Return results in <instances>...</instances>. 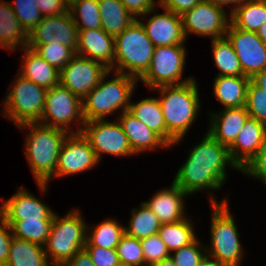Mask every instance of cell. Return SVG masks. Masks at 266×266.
<instances>
[{
    "label": "cell",
    "instance_id": "5bb4252c",
    "mask_svg": "<svg viewBox=\"0 0 266 266\" xmlns=\"http://www.w3.org/2000/svg\"><path fill=\"white\" fill-rule=\"evenodd\" d=\"M78 37L79 30L68 10L61 15L43 16L28 35L27 45H43L54 41L70 47L76 53Z\"/></svg>",
    "mask_w": 266,
    "mask_h": 266
},
{
    "label": "cell",
    "instance_id": "e575fe53",
    "mask_svg": "<svg viewBox=\"0 0 266 266\" xmlns=\"http://www.w3.org/2000/svg\"><path fill=\"white\" fill-rule=\"evenodd\" d=\"M68 10L79 31L101 28V14L98 0H78L73 3ZM73 13L75 14V17L73 16ZM77 13L80 15L83 24H81L79 19L76 18Z\"/></svg>",
    "mask_w": 266,
    "mask_h": 266
},
{
    "label": "cell",
    "instance_id": "11a10c76",
    "mask_svg": "<svg viewBox=\"0 0 266 266\" xmlns=\"http://www.w3.org/2000/svg\"><path fill=\"white\" fill-rule=\"evenodd\" d=\"M200 266H221L220 264L216 263L215 261H211L209 260V258H207Z\"/></svg>",
    "mask_w": 266,
    "mask_h": 266
},
{
    "label": "cell",
    "instance_id": "4316f807",
    "mask_svg": "<svg viewBox=\"0 0 266 266\" xmlns=\"http://www.w3.org/2000/svg\"><path fill=\"white\" fill-rule=\"evenodd\" d=\"M230 14V23L235 28L257 32L266 21V0H246Z\"/></svg>",
    "mask_w": 266,
    "mask_h": 266
},
{
    "label": "cell",
    "instance_id": "52a82bcc",
    "mask_svg": "<svg viewBox=\"0 0 266 266\" xmlns=\"http://www.w3.org/2000/svg\"><path fill=\"white\" fill-rule=\"evenodd\" d=\"M211 253L221 266H238L242 258L237 228L229 212L227 201L220 205L212 198Z\"/></svg>",
    "mask_w": 266,
    "mask_h": 266
},
{
    "label": "cell",
    "instance_id": "8992f818",
    "mask_svg": "<svg viewBox=\"0 0 266 266\" xmlns=\"http://www.w3.org/2000/svg\"><path fill=\"white\" fill-rule=\"evenodd\" d=\"M86 228L78 211L69 213L62 220L54 214L46 242V258L48 259V252L53 257L54 266H63L78 251L84 249L88 237L85 235Z\"/></svg>",
    "mask_w": 266,
    "mask_h": 266
},
{
    "label": "cell",
    "instance_id": "7c38bea8",
    "mask_svg": "<svg viewBox=\"0 0 266 266\" xmlns=\"http://www.w3.org/2000/svg\"><path fill=\"white\" fill-rule=\"evenodd\" d=\"M48 117H52L51 123L53 124L43 123L42 125L68 132V129L65 127L67 125L69 126V123H72L71 121H73L74 118L82 120L81 124H84L82 100L61 84L53 86L46 91L45 106L41 120L49 119Z\"/></svg>",
    "mask_w": 266,
    "mask_h": 266
},
{
    "label": "cell",
    "instance_id": "83f0119b",
    "mask_svg": "<svg viewBox=\"0 0 266 266\" xmlns=\"http://www.w3.org/2000/svg\"><path fill=\"white\" fill-rule=\"evenodd\" d=\"M28 44V34L16 18L11 4L0 2V45L14 50L18 43Z\"/></svg>",
    "mask_w": 266,
    "mask_h": 266
},
{
    "label": "cell",
    "instance_id": "db71d44e",
    "mask_svg": "<svg viewBox=\"0 0 266 266\" xmlns=\"http://www.w3.org/2000/svg\"><path fill=\"white\" fill-rule=\"evenodd\" d=\"M153 266H176V265L171 256H169L168 258L163 259L162 261L154 264Z\"/></svg>",
    "mask_w": 266,
    "mask_h": 266
},
{
    "label": "cell",
    "instance_id": "7bdbcfd3",
    "mask_svg": "<svg viewBox=\"0 0 266 266\" xmlns=\"http://www.w3.org/2000/svg\"><path fill=\"white\" fill-rule=\"evenodd\" d=\"M84 249L90 255L95 266H121L116 249L92 246L87 240Z\"/></svg>",
    "mask_w": 266,
    "mask_h": 266
},
{
    "label": "cell",
    "instance_id": "cb8c5ba5",
    "mask_svg": "<svg viewBox=\"0 0 266 266\" xmlns=\"http://www.w3.org/2000/svg\"><path fill=\"white\" fill-rule=\"evenodd\" d=\"M25 49L24 70H22V74L20 75L46 89L59 85L60 71L48 64L34 50L28 47H25Z\"/></svg>",
    "mask_w": 266,
    "mask_h": 266
},
{
    "label": "cell",
    "instance_id": "9a60e30c",
    "mask_svg": "<svg viewBox=\"0 0 266 266\" xmlns=\"http://www.w3.org/2000/svg\"><path fill=\"white\" fill-rule=\"evenodd\" d=\"M226 33L246 76L251 78L266 68V43L256 32L235 28L230 23Z\"/></svg>",
    "mask_w": 266,
    "mask_h": 266
},
{
    "label": "cell",
    "instance_id": "d6986e66",
    "mask_svg": "<svg viewBox=\"0 0 266 266\" xmlns=\"http://www.w3.org/2000/svg\"><path fill=\"white\" fill-rule=\"evenodd\" d=\"M85 55L94 61H101L103 65L112 71L115 53V38L108 35L101 28L80 30L76 54ZM98 59V60H95Z\"/></svg>",
    "mask_w": 266,
    "mask_h": 266
},
{
    "label": "cell",
    "instance_id": "d6a6232c",
    "mask_svg": "<svg viewBox=\"0 0 266 266\" xmlns=\"http://www.w3.org/2000/svg\"><path fill=\"white\" fill-rule=\"evenodd\" d=\"M192 230L191 224L185 218L177 222L161 224L158 234L170 252L193 243L196 237Z\"/></svg>",
    "mask_w": 266,
    "mask_h": 266
},
{
    "label": "cell",
    "instance_id": "6da1fadb",
    "mask_svg": "<svg viewBox=\"0 0 266 266\" xmlns=\"http://www.w3.org/2000/svg\"><path fill=\"white\" fill-rule=\"evenodd\" d=\"M227 162L237 168L230 159L228 148L207 133L191 151L173 183L187 194L203 188L218 189L225 179Z\"/></svg>",
    "mask_w": 266,
    "mask_h": 266
},
{
    "label": "cell",
    "instance_id": "277c9868",
    "mask_svg": "<svg viewBox=\"0 0 266 266\" xmlns=\"http://www.w3.org/2000/svg\"><path fill=\"white\" fill-rule=\"evenodd\" d=\"M110 70L101 78L99 84L82 100L84 122L103 120L104 117L118 108L128 110L130 96L137 79L125 73H117V77L103 82ZM86 99L85 102H83Z\"/></svg>",
    "mask_w": 266,
    "mask_h": 266
},
{
    "label": "cell",
    "instance_id": "1f68e13d",
    "mask_svg": "<svg viewBox=\"0 0 266 266\" xmlns=\"http://www.w3.org/2000/svg\"><path fill=\"white\" fill-rule=\"evenodd\" d=\"M212 45L215 64L221 71L218 76H246L228 38L213 39Z\"/></svg>",
    "mask_w": 266,
    "mask_h": 266
},
{
    "label": "cell",
    "instance_id": "ba28073f",
    "mask_svg": "<svg viewBox=\"0 0 266 266\" xmlns=\"http://www.w3.org/2000/svg\"><path fill=\"white\" fill-rule=\"evenodd\" d=\"M15 86L6 98L5 114L18 126L40 123L47 89L19 74Z\"/></svg>",
    "mask_w": 266,
    "mask_h": 266
},
{
    "label": "cell",
    "instance_id": "74e56055",
    "mask_svg": "<svg viewBox=\"0 0 266 266\" xmlns=\"http://www.w3.org/2000/svg\"><path fill=\"white\" fill-rule=\"evenodd\" d=\"M116 250L121 266H145L140 240L125 233Z\"/></svg>",
    "mask_w": 266,
    "mask_h": 266
},
{
    "label": "cell",
    "instance_id": "8d00e7d4",
    "mask_svg": "<svg viewBox=\"0 0 266 266\" xmlns=\"http://www.w3.org/2000/svg\"><path fill=\"white\" fill-rule=\"evenodd\" d=\"M27 47L37 52L41 58L59 71L76 55L70 47L54 41L43 45H27Z\"/></svg>",
    "mask_w": 266,
    "mask_h": 266
},
{
    "label": "cell",
    "instance_id": "836d02e7",
    "mask_svg": "<svg viewBox=\"0 0 266 266\" xmlns=\"http://www.w3.org/2000/svg\"><path fill=\"white\" fill-rule=\"evenodd\" d=\"M140 211L132 212L130 226L125 228V233L138 240L147 238L159 232L161 222L153 211L143 202Z\"/></svg>",
    "mask_w": 266,
    "mask_h": 266
},
{
    "label": "cell",
    "instance_id": "4dcf8cb0",
    "mask_svg": "<svg viewBox=\"0 0 266 266\" xmlns=\"http://www.w3.org/2000/svg\"><path fill=\"white\" fill-rule=\"evenodd\" d=\"M13 237L43 246L51 231L53 220H5Z\"/></svg>",
    "mask_w": 266,
    "mask_h": 266
},
{
    "label": "cell",
    "instance_id": "44dd1931",
    "mask_svg": "<svg viewBox=\"0 0 266 266\" xmlns=\"http://www.w3.org/2000/svg\"><path fill=\"white\" fill-rule=\"evenodd\" d=\"M213 115V122L208 133L220 144L229 148L237 138L249 114L245 106L225 108L220 115Z\"/></svg>",
    "mask_w": 266,
    "mask_h": 266
},
{
    "label": "cell",
    "instance_id": "681fc988",
    "mask_svg": "<svg viewBox=\"0 0 266 266\" xmlns=\"http://www.w3.org/2000/svg\"><path fill=\"white\" fill-rule=\"evenodd\" d=\"M63 266H95L88 252L85 249L78 251Z\"/></svg>",
    "mask_w": 266,
    "mask_h": 266
},
{
    "label": "cell",
    "instance_id": "816d5d0a",
    "mask_svg": "<svg viewBox=\"0 0 266 266\" xmlns=\"http://www.w3.org/2000/svg\"><path fill=\"white\" fill-rule=\"evenodd\" d=\"M206 1H209V2H213L214 4L218 5V6H221L223 7V5L227 4V3H238L240 6V3L242 2H245L244 0H206Z\"/></svg>",
    "mask_w": 266,
    "mask_h": 266
},
{
    "label": "cell",
    "instance_id": "f35d334b",
    "mask_svg": "<svg viewBox=\"0 0 266 266\" xmlns=\"http://www.w3.org/2000/svg\"><path fill=\"white\" fill-rule=\"evenodd\" d=\"M14 3L11 6L16 18L29 35L43 17L36 5V0H17Z\"/></svg>",
    "mask_w": 266,
    "mask_h": 266
},
{
    "label": "cell",
    "instance_id": "603a6c76",
    "mask_svg": "<svg viewBox=\"0 0 266 266\" xmlns=\"http://www.w3.org/2000/svg\"><path fill=\"white\" fill-rule=\"evenodd\" d=\"M133 153L152 149L157 145L169 146L157 133L135 118L128 110L119 120Z\"/></svg>",
    "mask_w": 266,
    "mask_h": 266
},
{
    "label": "cell",
    "instance_id": "e0dca14e",
    "mask_svg": "<svg viewBox=\"0 0 266 266\" xmlns=\"http://www.w3.org/2000/svg\"><path fill=\"white\" fill-rule=\"evenodd\" d=\"M265 133L266 125L256 119L249 117L244 123L236 140L228 148L230 159L237 169H242L257 154Z\"/></svg>",
    "mask_w": 266,
    "mask_h": 266
},
{
    "label": "cell",
    "instance_id": "c3c4849f",
    "mask_svg": "<svg viewBox=\"0 0 266 266\" xmlns=\"http://www.w3.org/2000/svg\"><path fill=\"white\" fill-rule=\"evenodd\" d=\"M126 9L134 16L145 15L152 12L154 0H120Z\"/></svg>",
    "mask_w": 266,
    "mask_h": 266
},
{
    "label": "cell",
    "instance_id": "3957f363",
    "mask_svg": "<svg viewBox=\"0 0 266 266\" xmlns=\"http://www.w3.org/2000/svg\"><path fill=\"white\" fill-rule=\"evenodd\" d=\"M27 126L32 132L26 141V155L39 187L45 191L46 183L57 167L58 156L68 132L42 125V122L20 125Z\"/></svg>",
    "mask_w": 266,
    "mask_h": 266
},
{
    "label": "cell",
    "instance_id": "bcb514c9",
    "mask_svg": "<svg viewBox=\"0 0 266 266\" xmlns=\"http://www.w3.org/2000/svg\"><path fill=\"white\" fill-rule=\"evenodd\" d=\"M1 225L0 226V265L5 266L9 254L10 244L13 235H10L6 229H11L10 225L0 215Z\"/></svg>",
    "mask_w": 266,
    "mask_h": 266
},
{
    "label": "cell",
    "instance_id": "2e32d148",
    "mask_svg": "<svg viewBox=\"0 0 266 266\" xmlns=\"http://www.w3.org/2000/svg\"><path fill=\"white\" fill-rule=\"evenodd\" d=\"M99 162L96 153L82 132L66 137L58 156L56 176L79 173Z\"/></svg>",
    "mask_w": 266,
    "mask_h": 266
},
{
    "label": "cell",
    "instance_id": "484cf974",
    "mask_svg": "<svg viewBox=\"0 0 266 266\" xmlns=\"http://www.w3.org/2000/svg\"><path fill=\"white\" fill-rule=\"evenodd\" d=\"M101 29L114 38L136 20L120 0H98Z\"/></svg>",
    "mask_w": 266,
    "mask_h": 266
},
{
    "label": "cell",
    "instance_id": "f6af8a7d",
    "mask_svg": "<svg viewBox=\"0 0 266 266\" xmlns=\"http://www.w3.org/2000/svg\"><path fill=\"white\" fill-rule=\"evenodd\" d=\"M36 5L43 16L61 15L68 11V6L63 0H36Z\"/></svg>",
    "mask_w": 266,
    "mask_h": 266
},
{
    "label": "cell",
    "instance_id": "60d3db41",
    "mask_svg": "<svg viewBox=\"0 0 266 266\" xmlns=\"http://www.w3.org/2000/svg\"><path fill=\"white\" fill-rule=\"evenodd\" d=\"M140 243L143 250L145 266H153L171 256L166 244L158 233L141 239Z\"/></svg>",
    "mask_w": 266,
    "mask_h": 266
},
{
    "label": "cell",
    "instance_id": "ffe728a7",
    "mask_svg": "<svg viewBox=\"0 0 266 266\" xmlns=\"http://www.w3.org/2000/svg\"><path fill=\"white\" fill-rule=\"evenodd\" d=\"M0 208L4 220H53L54 213L25 190H18Z\"/></svg>",
    "mask_w": 266,
    "mask_h": 266
},
{
    "label": "cell",
    "instance_id": "7402d4cb",
    "mask_svg": "<svg viewBox=\"0 0 266 266\" xmlns=\"http://www.w3.org/2000/svg\"><path fill=\"white\" fill-rule=\"evenodd\" d=\"M186 195L176 184L167 190L158 192L149 202L145 204L158 217L159 221L164 223H173L183 220V200Z\"/></svg>",
    "mask_w": 266,
    "mask_h": 266
},
{
    "label": "cell",
    "instance_id": "f5cc1de1",
    "mask_svg": "<svg viewBox=\"0 0 266 266\" xmlns=\"http://www.w3.org/2000/svg\"><path fill=\"white\" fill-rule=\"evenodd\" d=\"M257 36L266 43V21L261 25V27L257 30Z\"/></svg>",
    "mask_w": 266,
    "mask_h": 266
},
{
    "label": "cell",
    "instance_id": "4fadbf2b",
    "mask_svg": "<svg viewBox=\"0 0 266 266\" xmlns=\"http://www.w3.org/2000/svg\"><path fill=\"white\" fill-rule=\"evenodd\" d=\"M185 37L193 32L199 35L221 38L226 34L228 21L223 7L203 0L181 15Z\"/></svg>",
    "mask_w": 266,
    "mask_h": 266
},
{
    "label": "cell",
    "instance_id": "5b68a950",
    "mask_svg": "<svg viewBox=\"0 0 266 266\" xmlns=\"http://www.w3.org/2000/svg\"><path fill=\"white\" fill-rule=\"evenodd\" d=\"M154 44L148 38L142 23L132 22L120 35L115 37L114 61L117 73L124 72L138 80L148 70L154 54Z\"/></svg>",
    "mask_w": 266,
    "mask_h": 266
},
{
    "label": "cell",
    "instance_id": "f907efd6",
    "mask_svg": "<svg viewBox=\"0 0 266 266\" xmlns=\"http://www.w3.org/2000/svg\"><path fill=\"white\" fill-rule=\"evenodd\" d=\"M250 79L263 92H266V68L254 74Z\"/></svg>",
    "mask_w": 266,
    "mask_h": 266
},
{
    "label": "cell",
    "instance_id": "f1b7e54d",
    "mask_svg": "<svg viewBox=\"0 0 266 266\" xmlns=\"http://www.w3.org/2000/svg\"><path fill=\"white\" fill-rule=\"evenodd\" d=\"M43 246L12 238L5 266H48Z\"/></svg>",
    "mask_w": 266,
    "mask_h": 266
},
{
    "label": "cell",
    "instance_id": "ab89813d",
    "mask_svg": "<svg viewBox=\"0 0 266 266\" xmlns=\"http://www.w3.org/2000/svg\"><path fill=\"white\" fill-rule=\"evenodd\" d=\"M245 108L250 118L266 125V92H263L251 80L247 89Z\"/></svg>",
    "mask_w": 266,
    "mask_h": 266
},
{
    "label": "cell",
    "instance_id": "b9f144b4",
    "mask_svg": "<svg viewBox=\"0 0 266 266\" xmlns=\"http://www.w3.org/2000/svg\"><path fill=\"white\" fill-rule=\"evenodd\" d=\"M197 239L184 247H181L177 251H174L175 255L171 256L176 266H200L208 256L203 255L199 248Z\"/></svg>",
    "mask_w": 266,
    "mask_h": 266
},
{
    "label": "cell",
    "instance_id": "f546056e",
    "mask_svg": "<svg viewBox=\"0 0 266 266\" xmlns=\"http://www.w3.org/2000/svg\"><path fill=\"white\" fill-rule=\"evenodd\" d=\"M128 111L167 143V129L158 98H147L137 104H129Z\"/></svg>",
    "mask_w": 266,
    "mask_h": 266
},
{
    "label": "cell",
    "instance_id": "7dc6e473",
    "mask_svg": "<svg viewBox=\"0 0 266 266\" xmlns=\"http://www.w3.org/2000/svg\"><path fill=\"white\" fill-rule=\"evenodd\" d=\"M202 1L203 0H160V6H163L165 10L182 15Z\"/></svg>",
    "mask_w": 266,
    "mask_h": 266
},
{
    "label": "cell",
    "instance_id": "d590c367",
    "mask_svg": "<svg viewBox=\"0 0 266 266\" xmlns=\"http://www.w3.org/2000/svg\"><path fill=\"white\" fill-rule=\"evenodd\" d=\"M125 234V228L118 225L114 220H107L98 227H95L91 237L86 240L92 245L107 249H116L122 236Z\"/></svg>",
    "mask_w": 266,
    "mask_h": 266
},
{
    "label": "cell",
    "instance_id": "d4e9b609",
    "mask_svg": "<svg viewBox=\"0 0 266 266\" xmlns=\"http://www.w3.org/2000/svg\"><path fill=\"white\" fill-rule=\"evenodd\" d=\"M250 80L248 76H218L213 88L215 96L225 108L245 106Z\"/></svg>",
    "mask_w": 266,
    "mask_h": 266
},
{
    "label": "cell",
    "instance_id": "ee69618b",
    "mask_svg": "<svg viewBox=\"0 0 266 266\" xmlns=\"http://www.w3.org/2000/svg\"><path fill=\"white\" fill-rule=\"evenodd\" d=\"M241 170L266 183V133L259 145L257 154Z\"/></svg>",
    "mask_w": 266,
    "mask_h": 266
},
{
    "label": "cell",
    "instance_id": "9c48e42d",
    "mask_svg": "<svg viewBox=\"0 0 266 266\" xmlns=\"http://www.w3.org/2000/svg\"><path fill=\"white\" fill-rule=\"evenodd\" d=\"M184 61L185 48L182 45L155 47L150 66L140 79L152 89L189 82L193 78L178 82L182 76Z\"/></svg>",
    "mask_w": 266,
    "mask_h": 266
},
{
    "label": "cell",
    "instance_id": "ac0fdd59",
    "mask_svg": "<svg viewBox=\"0 0 266 266\" xmlns=\"http://www.w3.org/2000/svg\"><path fill=\"white\" fill-rule=\"evenodd\" d=\"M154 15L144 27L148 38L155 47L182 45L185 40L181 15L165 10Z\"/></svg>",
    "mask_w": 266,
    "mask_h": 266
},
{
    "label": "cell",
    "instance_id": "8fae6325",
    "mask_svg": "<svg viewBox=\"0 0 266 266\" xmlns=\"http://www.w3.org/2000/svg\"><path fill=\"white\" fill-rule=\"evenodd\" d=\"M84 129L78 132L88 139L90 146L99 160L100 153H108L116 156L131 155L133 151L128 142L120 123L104 120H93L84 122Z\"/></svg>",
    "mask_w": 266,
    "mask_h": 266
},
{
    "label": "cell",
    "instance_id": "7a4b0ae2",
    "mask_svg": "<svg viewBox=\"0 0 266 266\" xmlns=\"http://www.w3.org/2000/svg\"><path fill=\"white\" fill-rule=\"evenodd\" d=\"M193 80L184 84L157 87L161 92L158 99L167 129V144L181 140L192 124L199 108L198 90Z\"/></svg>",
    "mask_w": 266,
    "mask_h": 266
},
{
    "label": "cell",
    "instance_id": "30bf717a",
    "mask_svg": "<svg viewBox=\"0 0 266 266\" xmlns=\"http://www.w3.org/2000/svg\"><path fill=\"white\" fill-rule=\"evenodd\" d=\"M108 71L103 63L76 54L60 71V84L83 100Z\"/></svg>",
    "mask_w": 266,
    "mask_h": 266
},
{
    "label": "cell",
    "instance_id": "9f6ffc18",
    "mask_svg": "<svg viewBox=\"0 0 266 266\" xmlns=\"http://www.w3.org/2000/svg\"><path fill=\"white\" fill-rule=\"evenodd\" d=\"M78 0H63V2L68 6V8Z\"/></svg>",
    "mask_w": 266,
    "mask_h": 266
}]
</instances>
